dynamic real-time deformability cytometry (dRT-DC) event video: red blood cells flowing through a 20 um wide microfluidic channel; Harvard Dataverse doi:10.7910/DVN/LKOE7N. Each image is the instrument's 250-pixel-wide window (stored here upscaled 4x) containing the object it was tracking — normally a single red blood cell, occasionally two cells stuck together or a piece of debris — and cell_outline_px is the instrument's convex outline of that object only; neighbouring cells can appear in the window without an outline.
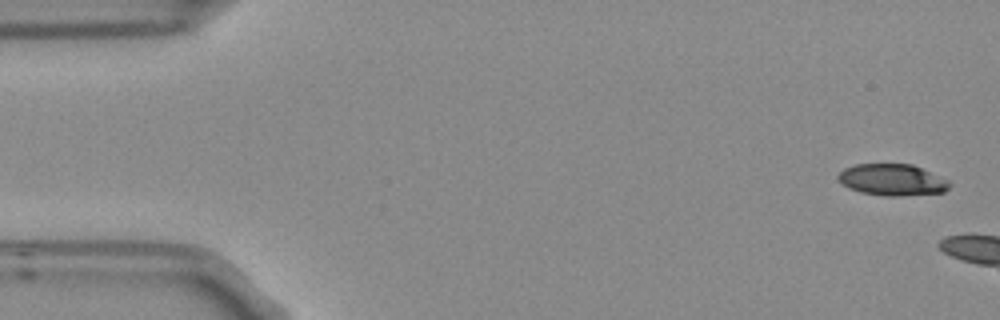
{"species": "Egyptian fruit bat (a non-hibernating species)", "species_latin": "Rousettus aegyptiacus", "temperature_condition": "room temperature", "stored_images_in_passage": 5, "camera_frame_rate_fps": 3000, "um_per_image_px": 0.085, "frame": {"image": 1, "passage_image": 1, "time_ms": 0.0, "image_size_px": [1000, 320], "cell_outline_px": [[952, 184], [944, 192], [900, 196], [884, 196], [860, 192], [848, 188], [836, 176], [844, 168], [856, 164], [912, 164], [948, 180]], "centroid_in_image_um": [75.84, 15.29], "position_along_channel_um": 9.2, "area_um2": 20.4}}
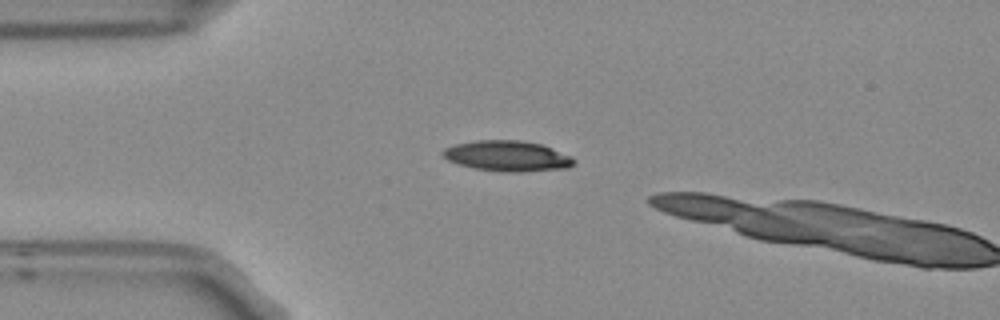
{"frame": {"image": 2, "passage_image": 4, "time_ms": 1.0, "image_size_px": [1000, 320], "cell_outline_px": [[576, 164], [568, 168], [524, 172], [504, 172], [472, 168], [448, 160], [440, 152], [444, 148], [456, 144], [476, 140], [520, 140], [540, 144], [552, 148], [572, 156], [576, 160]], "centroid_in_image_um": [43.16, 13.27], "position_along_channel_um": 41.8, "area_um2": 23.52}}